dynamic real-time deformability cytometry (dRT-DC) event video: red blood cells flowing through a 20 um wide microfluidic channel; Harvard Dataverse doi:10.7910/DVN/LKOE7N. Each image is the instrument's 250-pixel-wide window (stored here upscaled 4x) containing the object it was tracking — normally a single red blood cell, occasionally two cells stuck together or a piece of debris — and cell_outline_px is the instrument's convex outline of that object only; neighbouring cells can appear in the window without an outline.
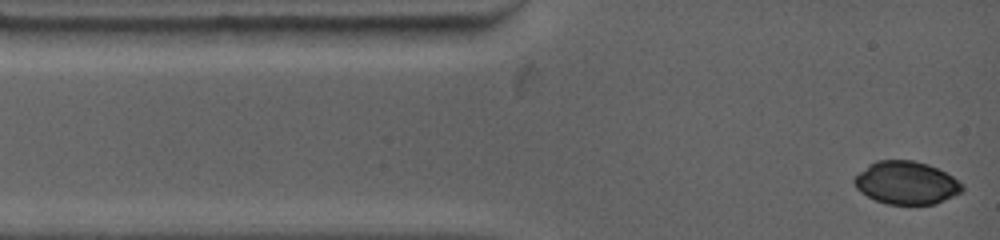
{"species": "common noctule bat (a hibernating species)", "species_latin": "Nyctalus noctula", "temperature_condition": "warm", "stored_images_in_passage": 5, "camera_frame_rate_fps": 4500, "um_per_image_px": 0.085, "animal": {"sex": "female", "body_mass_g": 19.0, "forearm_length_mm": 53.3}, "frame": {"image": 1, "passage_image": 1, "time_ms": 0.0, "image_size_px": [1000, 240], "cell_outline_px": [[964, 192], [936, 204], [888, 204], [876, 200], [860, 192], [856, 188], [852, 180], [868, 164], [876, 160], [912, 160], [928, 164], [952, 176], [964, 184]], "centroid_in_image_um": [77.06, 15.54], "position_along_channel_um": 7.9, "area_um2": 27.11}}
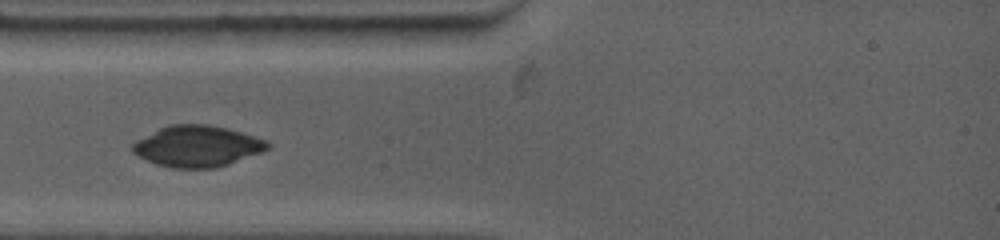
{"frame": {"image": 2, "passage_image": 4, "time_ms": 2.667, "image_size_px": [1000, 240], "cell_outline_px": [[272, 144], [268, 148], [260, 152], [228, 164], [212, 168], [172, 168], [156, 164], [132, 152], [132, 144], [136, 140], [160, 128], [172, 124], [208, 124], [240, 132], [264, 140]], "centroid_in_image_um": [16.73, 12.43], "position_along_channel_um": 68.3, "area_um2": 31.85}}